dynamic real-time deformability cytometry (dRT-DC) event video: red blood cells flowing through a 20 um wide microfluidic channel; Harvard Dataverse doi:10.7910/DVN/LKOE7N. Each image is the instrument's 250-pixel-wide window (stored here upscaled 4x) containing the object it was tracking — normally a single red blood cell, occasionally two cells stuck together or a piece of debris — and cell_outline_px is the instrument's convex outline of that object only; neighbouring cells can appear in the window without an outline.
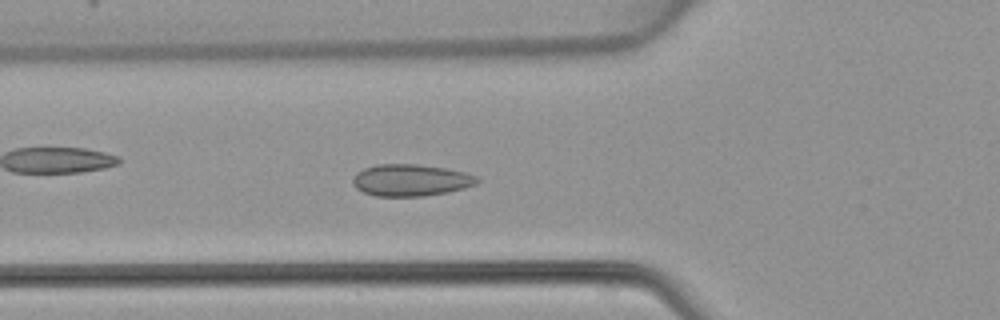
{"species": "common noctule bat (a hibernating species)", "species_latin": "Nyctalus noctula", "temperature_condition": "warm", "stored_images_in_passage": 48, "camera_frame_rate_fps": 3000, "um_per_image_px": 0.085, "animal": {"sex": "female", "body_mass_g": 22.7, "forearm_length_mm": 54.2}, "frame": {"image": 1, "passage_image": 17, "time_ms": 5.333, "image_size_px": [1000, 320], "cell_outline_px": [[480, 180], [476, 184], [464, 188], [448, 192], [424, 196], [376, 196], [364, 192], [356, 188], [352, 184], [352, 180], [356, 172], [364, 168], [376, 164], [416, 164], [444, 168], [464, 172], [476, 176]], "centroid_in_image_um": [34.89, 15.31], "position_along_channel_um": 90.9, "area_um2": 23.06}}
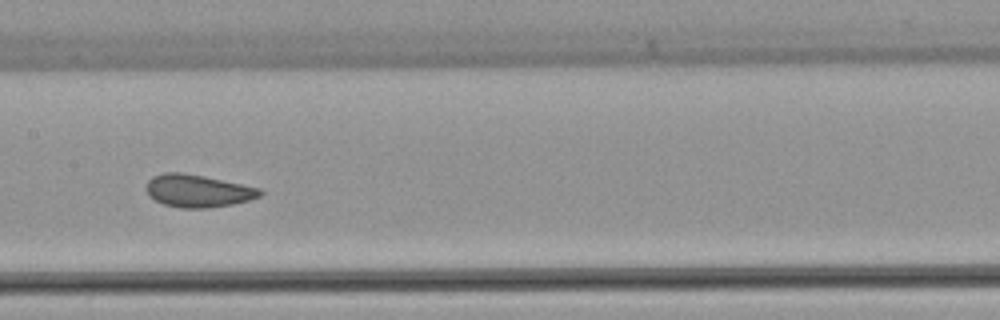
{"frame": {"image": 2, "passage_image": 24, "time_ms": 7.667, "image_size_px": [1000, 320], "cell_outline_px": [[264, 192], [260, 196], [248, 200], [232, 204], [208, 208], [180, 208], [164, 204], [148, 196], [144, 188], [148, 180], [152, 176], [164, 172], [184, 172], [204, 176], [260, 188]], "centroid_in_image_um": [16.77, 16.21], "position_along_channel_um": 190.6, "area_um2": 21.73}}
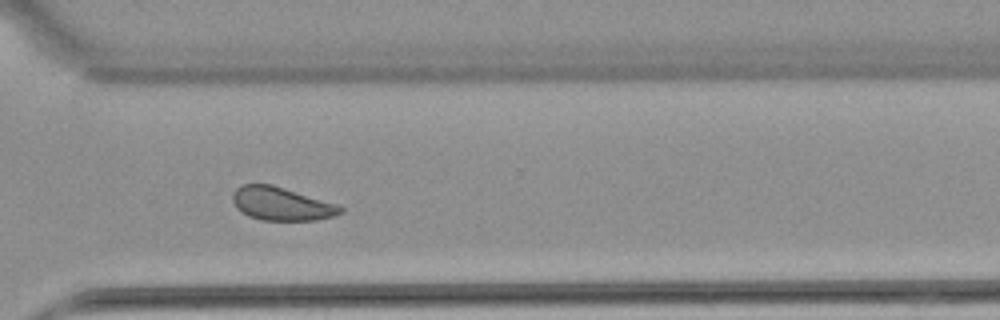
{"frame": {"image": 3, "passage_image": 35, "time_ms": 11.333, "image_size_px": [1000, 320], "cell_outline_px": [[344, 212], [336, 216], [316, 220], [260, 220], [248, 216], [236, 208], [232, 200], [232, 192], [236, 188], [244, 184], [272, 184], [340, 204], [344, 208]], "centroid_in_image_um": [23.96, 17.32], "position_along_channel_um": 346.6, "area_um2": 21.33}}